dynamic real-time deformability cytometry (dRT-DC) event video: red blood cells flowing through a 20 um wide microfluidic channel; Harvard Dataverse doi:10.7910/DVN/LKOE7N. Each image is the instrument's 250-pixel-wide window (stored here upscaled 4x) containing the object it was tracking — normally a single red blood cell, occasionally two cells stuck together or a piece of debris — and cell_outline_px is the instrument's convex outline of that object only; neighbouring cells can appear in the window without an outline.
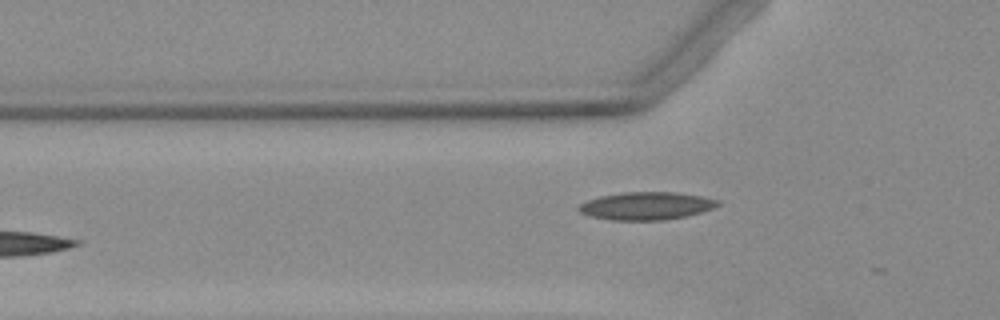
{"species": "Egyptian fruit bat (a non-hibernating species)", "species_latin": "Rousettus aegyptiacus", "temperature_condition": "warm", "stored_images_in_passage": 4, "camera_frame_rate_fps": 3000, "um_per_image_px": 0.085, "animal": {"sex": "female"}, "frame": {"image": 1, "passage_image": 4, "time_ms": 4.333, "image_size_px": [1000, 320], "cell_outline_px": [[720, 204], [712, 208], [700, 212], [684, 216], [664, 220], [612, 220], [588, 216], [580, 212], [576, 208], [580, 204], [588, 200], [600, 196], [624, 192], [676, 192], [700, 196], [720, 200]], "centroid_in_image_um": [54.9, 17.5], "position_along_channel_um": 70.9, "area_um2": 22.43}}